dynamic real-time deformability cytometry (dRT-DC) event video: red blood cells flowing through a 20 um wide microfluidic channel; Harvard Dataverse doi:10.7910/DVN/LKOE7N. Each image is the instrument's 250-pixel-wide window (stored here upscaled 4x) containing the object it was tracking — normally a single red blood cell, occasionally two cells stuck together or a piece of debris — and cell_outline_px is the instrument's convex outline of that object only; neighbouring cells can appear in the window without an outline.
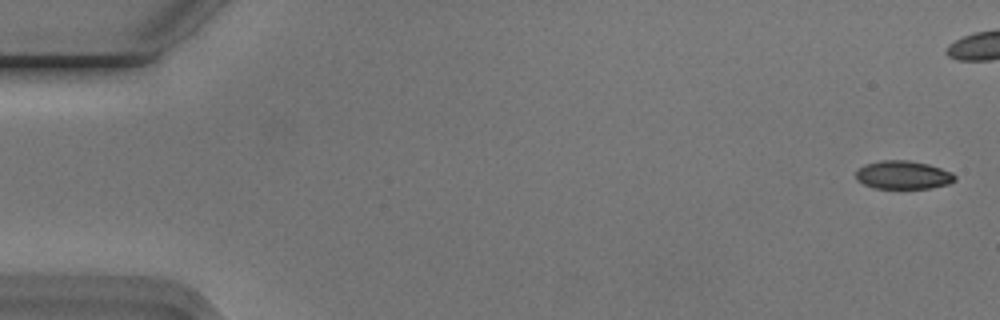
{"species": "Egyptian fruit bat (a non-hibernating species)", "species_latin": "Rousettus aegyptiacus", "temperature_condition": "cold", "stored_images_in_passage": 6, "camera_frame_rate_fps": 3000, "um_per_image_px": 0.085, "animal": {"sex": "male"}, "frame": {"image": 1, "passage_image": 1, "time_ms": 0.0, "image_size_px": [1000, 320], "cell_outline_px": [[956, 180], [948, 184], [928, 188], [876, 188], [864, 184], [856, 180], [856, 172], [864, 164], [880, 160], [908, 160], [928, 164], [952, 172], [956, 176]], "centroid_in_image_um": [76.76, 14.86], "position_along_channel_um": 8.2, "area_um2": 16.3}}